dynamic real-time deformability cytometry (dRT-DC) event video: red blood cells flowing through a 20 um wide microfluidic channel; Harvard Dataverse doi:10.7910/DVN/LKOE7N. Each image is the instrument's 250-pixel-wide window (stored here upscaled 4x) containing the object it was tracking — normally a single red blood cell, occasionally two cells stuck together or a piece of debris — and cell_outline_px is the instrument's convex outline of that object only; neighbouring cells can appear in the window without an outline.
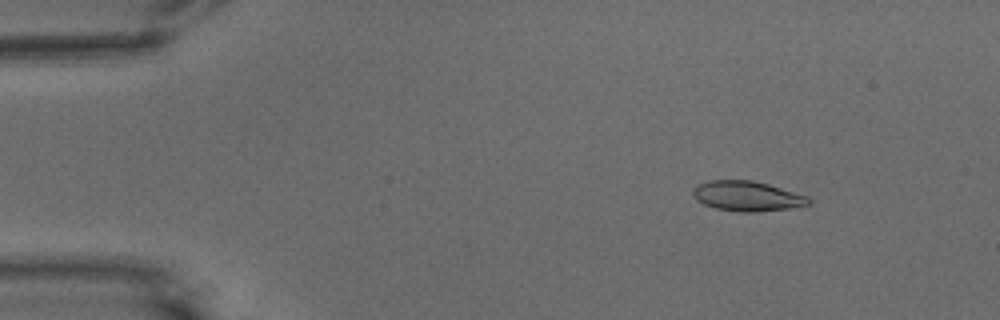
{"species": "common noctule bat (a hibernating species)", "species_latin": "Nyctalus noctula", "temperature_condition": "warm", "stored_images_in_passage": 56, "camera_frame_rate_fps": 3000, "um_per_image_px": 0.085, "animal": {"sex": "male", "body_mass_g": 15.6}, "frame": {"image": 1, "passage_image": 7, "time_ms": 2.0, "image_size_px": [1000, 320], "cell_outline_px": [[812, 204], [788, 208], [756, 212], [740, 212], [716, 208], [704, 204], [696, 200], [692, 196], [692, 188], [696, 184], [708, 180], [752, 180], [768, 184], [808, 196], [812, 200]], "centroid_in_image_um": [63.48, 16.66], "position_along_channel_um": 21.5, "area_um2": 20.4}}
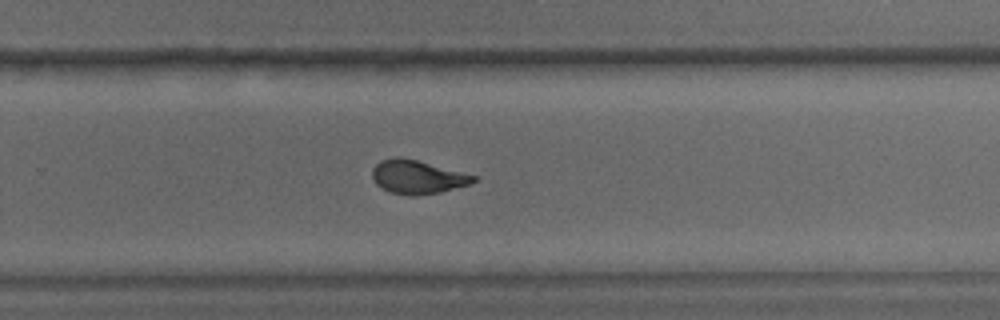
{"frame": {"image": 2, "passage_image": 37, "time_ms": 12.0, "image_size_px": [1000, 320], "cell_outline_px": [[476, 180], [472, 184], [440, 192], [416, 196], [408, 196], [392, 192], [380, 188], [372, 180], [372, 168], [380, 160], [400, 156], [416, 160], [476, 176]], "centroid_in_image_um": [35.44, 15.05], "position_along_channel_um": 294.4, "area_um2": 19.83}}
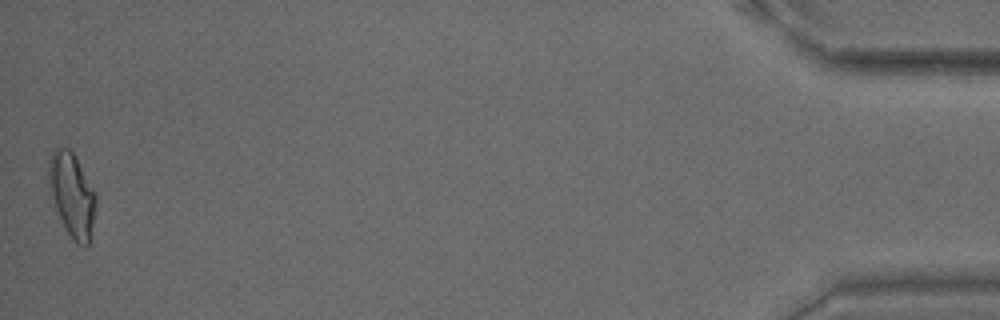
{"frame": {"image": 3, "passage_image": 56, "time_ms": 18.333, "image_size_px": [1000, 320], "cell_outline_px": [[96, 204], [88, 244], [84, 248], [76, 244], [72, 240], [64, 228], [56, 208], [52, 196], [48, 180], [48, 160], [52, 152], [56, 148], [68, 148], [72, 152], [96, 196]], "centroid_in_image_um": [6.09, 16.6], "position_along_channel_um": 429.1, "area_um2": 22.48}, "authors_computed_cell_mechanics": {"area_um2": 20.2878, "velocity_mm_per_s": 3.5747, "shape_relaxation_time_tau1_ms": 5.6344, "shape_relaxation_time_tau2_ms": 1.4016, "deformation_change_tau1": 0.1854, "deformation_change_tau2": 0.0778}}